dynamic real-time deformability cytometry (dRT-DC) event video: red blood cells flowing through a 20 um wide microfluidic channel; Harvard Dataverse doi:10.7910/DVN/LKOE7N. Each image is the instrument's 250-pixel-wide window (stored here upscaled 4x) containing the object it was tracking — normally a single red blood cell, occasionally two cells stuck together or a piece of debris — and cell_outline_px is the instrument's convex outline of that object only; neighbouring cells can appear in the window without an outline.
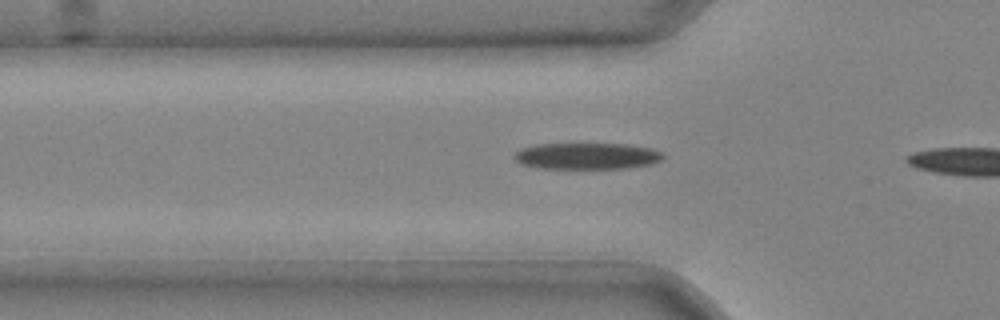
{"species": "common noctule bat (a hibernating species)", "species_latin": "Nyctalus noctula", "temperature_condition": "cold", "stored_images_in_passage": 8, "camera_frame_rate_fps": 3000, "um_per_image_px": 0.085, "animal": {"sex": "male", "body_mass_g": 20.4}, "frame": {"image": 1, "passage_image": 3, "time_ms": 0.667, "image_size_px": [1000, 320], "cell_outline_px": [[664, 156], [660, 160], [652, 164], [628, 168], [536, 168], [520, 164], [512, 156], [520, 148], [536, 144], [624, 144], [652, 148], [660, 152]], "centroid_in_image_um": [49.85, 13.26], "position_along_channel_um": 76.0, "area_um2": 22.95}}
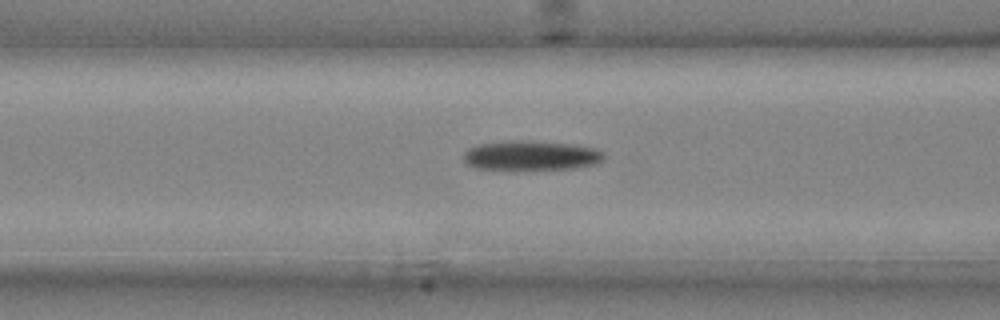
{"frame": {"image": 2, "passage_image": 6, "time_ms": 1.667, "image_size_px": [1000, 320], "cell_outline_px": [[608, 156], [600, 164], [576, 168], [476, 168], [468, 164], [464, 160], [464, 152], [468, 148], [476, 144], [524, 140], [564, 144], [596, 148], [604, 152]], "centroid_in_image_um": [45.22, 13.21], "position_along_channel_um": 121.4, "area_um2": 23.76}}